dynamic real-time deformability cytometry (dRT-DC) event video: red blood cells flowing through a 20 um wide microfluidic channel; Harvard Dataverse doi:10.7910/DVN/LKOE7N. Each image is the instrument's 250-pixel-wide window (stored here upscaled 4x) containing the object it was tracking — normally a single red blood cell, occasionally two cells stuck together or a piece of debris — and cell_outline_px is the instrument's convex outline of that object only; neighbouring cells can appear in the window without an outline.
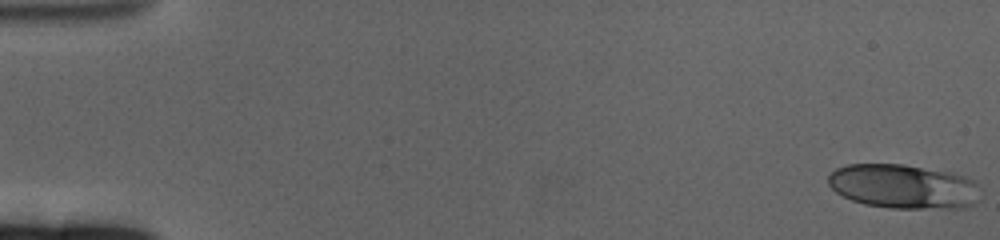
{"species": "human", "species_latin": "Homo sapiens", "temperature_condition": "cold", "stored_images_in_passage": 61, "camera_frame_rate_fps": 3000, "um_per_image_px": 0.085, "donor": {"sex": "female"}, "frame": {"image": 1, "passage_image": 1, "time_ms": 0.0, "image_size_px": [1000, 240], "cell_outline_px": [[976, 204], [964, 208], [892, 208], [864, 204], [852, 200], [836, 192], [828, 184], [828, 176], [836, 168], [848, 164], [904, 164], [952, 172], [964, 176], [972, 180]], "centroid_in_image_um": [76.72, 15.84], "position_along_channel_um": 8.3, "area_um2": 38.9}}
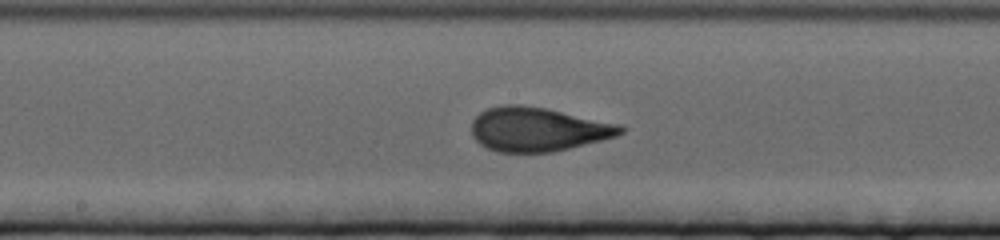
{"frame": {"image": 2, "passage_image": 33, "time_ms": 10.667, "image_size_px": [1000, 240], "cell_outline_px": [[624, 132], [616, 136], [552, 152], [500, 152], [488, 148], [480, 144], [472, 136], [472, 120], [480, 112], [488, 108], [508, 104], [520, 104], [544, 108], [620, 124], [624, 128]], "centroid_in_image_um": [45.68, 10.99], "position_along_channel_um": 202.5, "area_um2": 37.86}}
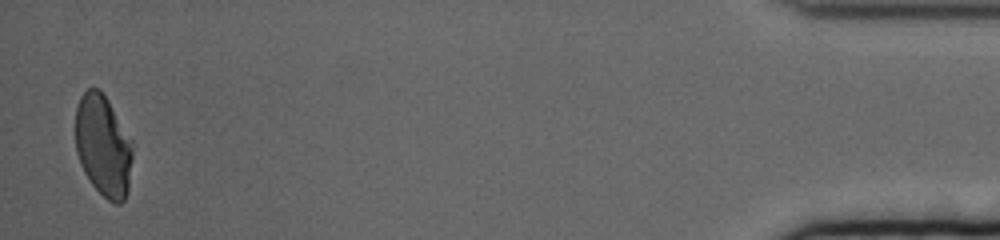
{"frame": {"image": 3, "passage_image": 61, "time_ms": 20.0, "image_size_px": [1000, 240], "cell_outline_px": [[132, 160], [128, 192], [124, 200], [120, 204], [116, 204], [108, 200], [92, 184], [84, 172], [80, 164], [76, 152], [76, 108], [80, 96], [88, 88], [100, 88], [108, 100], [132, 140]], "centroid_in_image_um": [8.78, 12.39], "position_along_channel_um": 426.4, "area_um2": 33.93}, "authors_computed_cell_mechanics": {"area_um2": 36.8186, "velocity_mm_per_s": 3.2701, "shape_relaxation_time_tau1_ms": 5.7007, "shape_relaxation_time_tau2_ms": 0.952, "deformation_change_tau1": 0.1899, "deformation_change_tau2": 0.0654}}